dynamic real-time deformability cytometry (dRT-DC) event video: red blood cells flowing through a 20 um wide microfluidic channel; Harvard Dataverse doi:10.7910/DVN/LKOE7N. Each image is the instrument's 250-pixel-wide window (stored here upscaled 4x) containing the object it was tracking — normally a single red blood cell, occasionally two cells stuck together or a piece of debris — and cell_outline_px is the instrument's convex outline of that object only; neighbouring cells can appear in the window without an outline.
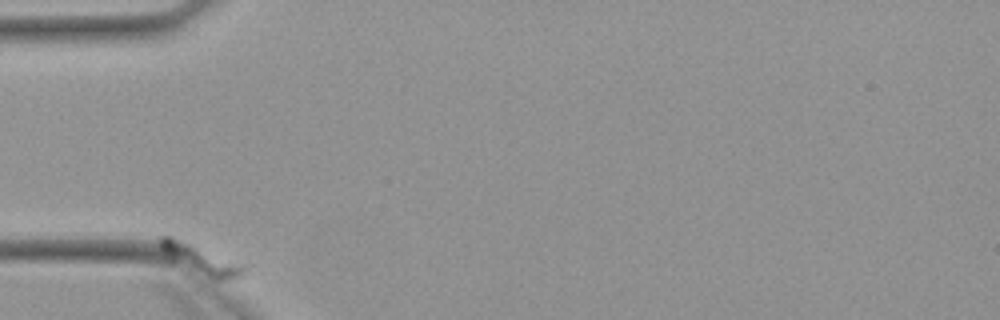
{"species": "Egyptian fruit bat (a non-hibernating species)", "species_latin": "Rousettus aegyptiacus", "temperature_condition": "warm", "stored_images_in_passage": 9, "camera_frame_rate_fps": 3000, "um_per_image_px": 0.085, "animal": {"sex": "female"}, "frame": {"image": 1, "passage_image": 1, "time_ms": 0.0, "image_size_px": [1000, 320], "cell_outline_px": [[248, 268], [244, 276], [220, 280], [212, 280], [172, 260], [156, 244], [160, 236], [172, 236], [244, 264]], "centroid_in_image_um": [17.1, 22.05], "position_along_channel_um": 67.9, "area_um2": 14.28}}
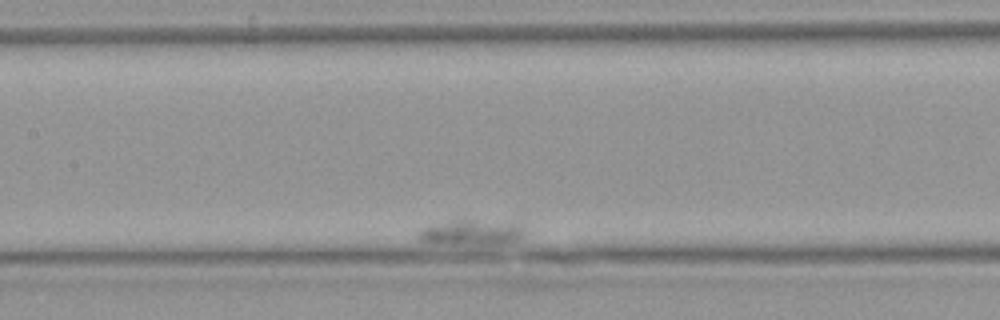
{"frame": {"image": 2, "passage_image": 6, "time_ms": 7.667, "image_size_px": [1000, 320], "cell_outline_px": [[528, 228], [524, 236], [516, 240], [504, 244], [436, 244], [420, 240], [416, 232], [420, 228], [432, 224], [464, 216], [516, 216], [528, 224]], "centroid_in_image_um": [40.36, 19.6], "position_along_channel_um": 167.0, "area_um2": 18.79}}
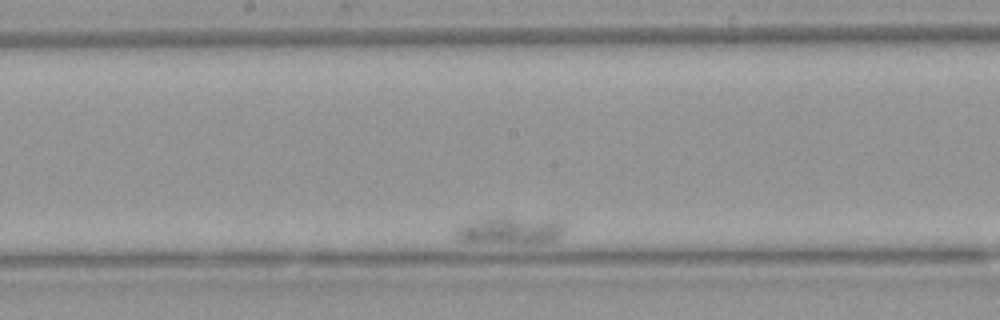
{"frame": {"image": 3, "passage_image": 8, "time_ms": 10.0, "image_size_px": [1000, 320], "cell_outline_px": [[568, 228], [560, 236], [552, 240], [528, 244], [508, 244], [456, 240], [456, 228], [468, 220], [496, 216], [552, 216], [568, 220]], "centroid_in_image_um": [43.54, 19.51], "position_along_channel_um": 204.7, "area_um2": 19.19}}